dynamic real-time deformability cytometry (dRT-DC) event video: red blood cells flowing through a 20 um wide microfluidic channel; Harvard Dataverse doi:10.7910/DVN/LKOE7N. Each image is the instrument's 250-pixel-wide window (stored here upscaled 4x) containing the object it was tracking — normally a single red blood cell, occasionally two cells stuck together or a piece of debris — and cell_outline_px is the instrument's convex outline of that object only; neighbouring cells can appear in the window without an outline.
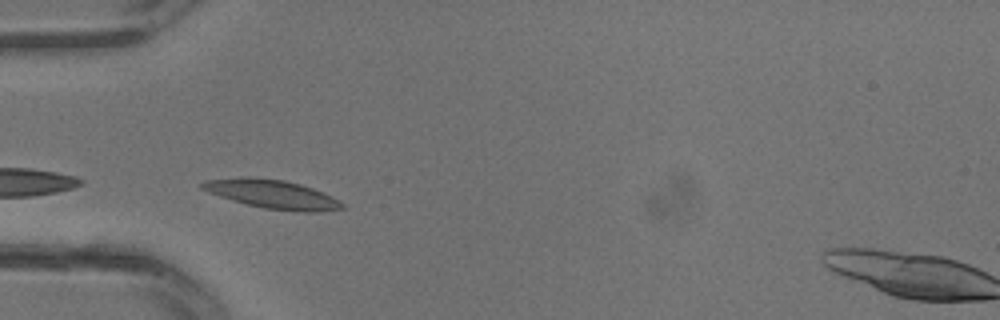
{"species": "common noctule bat (a hibernating species)", "species_latin": "Nyctalus noctula", "temperature_condition": "warm", "stored_images_in_passage": 5, "camera_frame_rate_fps": 3000, "um_per_image_px": 0.085, "animal": {"sex": "male", "body_mass_g": 13.3}, "frame": {"image": 1, "passage_image": 3, "time_ms": 0.667, "image_size_px": [1000, 320], "cell_outline_px": [[348, 208], [320, 212], [304, 212], [264, 208], [232, 200], [208, 192], [200, 188], [200, 184], [204, 180], [240, 176], [248, 176], [284, 180], [300, 184], [324, 192], [340, 200]], "centroid_in_image_um": [23.17, 16.5], "position_along_channel_um": 61.8, "area_um2": 23.7}}